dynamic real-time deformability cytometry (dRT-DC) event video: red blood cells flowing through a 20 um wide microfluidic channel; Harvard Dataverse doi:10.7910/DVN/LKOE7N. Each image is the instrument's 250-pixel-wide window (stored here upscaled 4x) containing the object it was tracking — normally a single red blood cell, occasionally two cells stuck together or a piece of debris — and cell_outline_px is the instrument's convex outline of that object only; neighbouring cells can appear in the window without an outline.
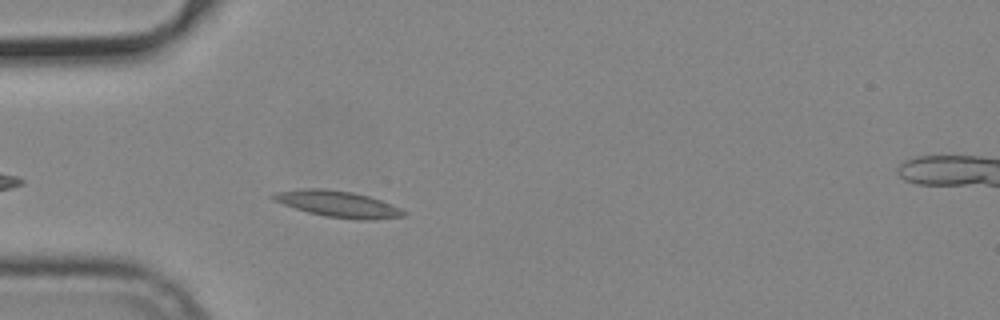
{"species": "common noctule bat (a hibernating species)", "species_latin": "Nyctalus noctula", "temperature_condition": "cold", "stored_images_in_passage": 32, "camera_frame_rate_fps": 3000, "um_per_image_px": 0.085, "animal": {"sex": "male", "body_mass_g": 19.2, "forearm_length_mm": 51.8}, "frame": {"image": 1, "passage_image": 5, "time_ms": 1.333, "image_size_px": [1000, 320], "cell_outline_px": [[404, 216], [372, 220], [356, 220], [324, 216], [308, 212], [272, 200], [268, 196], [272, 192], [300, 188], [324, 188], [352, 192], [368, 196], [392, 204], [400, 208], [404, 212]], "centroid_in_image_um": [28.65, 17.33], "position_along_channel_um": 56.3, "area_um2": 20.11}}
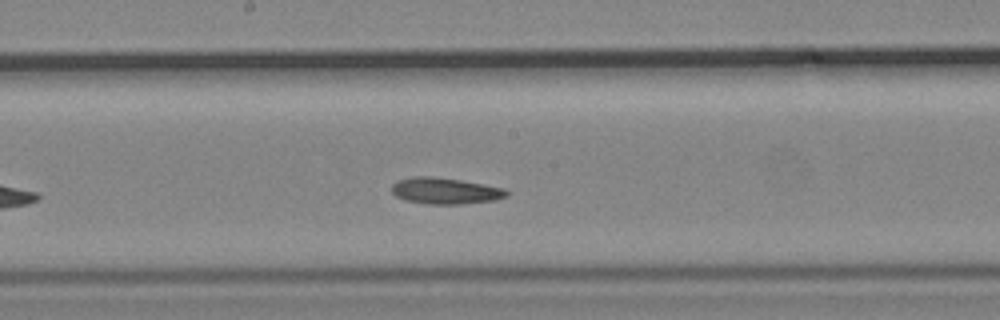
{"frame": {"image": 2, "passage_image": 18, "time_ms": 5.667, "image_size_px": [1000, 320], "cell_outline_px": [[508, 196], [496, 200], [460, 204], [428, 204], [404, 200], [396, 196], [392, 192], [392, 184], [400, 180], [412, 176], [432, 176], [460, 180], [504, 188], [508, 192]], "centroid_in_image_um": [37.84, 16.22], "position_along_channel_um": 210.4, "area_um2": 17.57}}
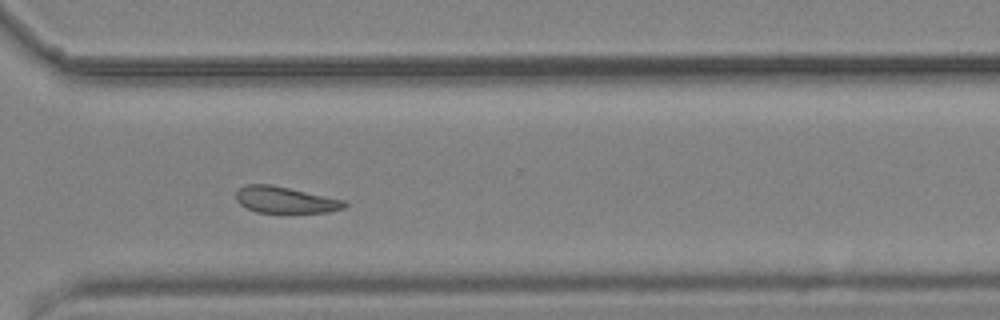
{"frame": {"image": 3, "passage_image": 29, "time_ms": 9.333, "image_size_px": [1000, 320], "cell_outline_px": [[348, 204], [344, 208], [328, 212], [256, 212], [240, 204], [236, 200], [236, 192], [244, 184], [268, 184], [288, 188], [344, 200]], "centroid_in_image_um": [24.22, 16.99], "position_along_channel_um": 346.4, "area_um2": 16.42}}